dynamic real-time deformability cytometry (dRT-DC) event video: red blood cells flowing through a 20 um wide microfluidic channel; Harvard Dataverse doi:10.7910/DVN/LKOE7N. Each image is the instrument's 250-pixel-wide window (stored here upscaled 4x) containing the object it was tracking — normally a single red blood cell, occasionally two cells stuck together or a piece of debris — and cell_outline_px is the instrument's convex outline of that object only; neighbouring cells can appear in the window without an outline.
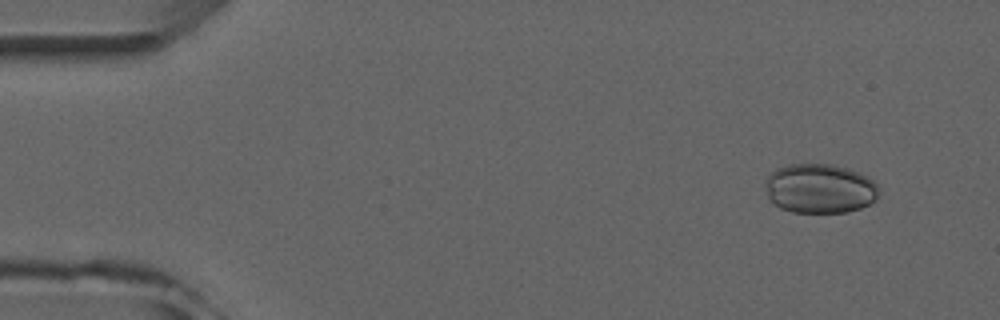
{"species": "common noctule bat (a hibernating species)", "species_latin": "Nyctalus noctula", "temperature_condition": "room temperature", "stored_images_in_passage": 4, "camera_frame_rate_fps": 3000, "um_per_image_px": 0.085, "animal": {"sex": "male", "forearm_length_mm": 52.5}, "frame": {"image": 1, "passage_image": 1, "time_ms": 0.0, "image_size_px": [1000, 320], "cell_outline_px": [[880, 192], [876, 200], [860, 208], [848, 212], [792, 212], [780, 208], [768, 200], [764, 184], [764, 180], [776, 168], [788, 164], [828, 164], [848, 168], [860, 172], [872, 180], [880, 188]], "centroid_in_image_um": [69.66, 16.02], "position_along_channel_um": 15.3, "area_um2": 33.18}}